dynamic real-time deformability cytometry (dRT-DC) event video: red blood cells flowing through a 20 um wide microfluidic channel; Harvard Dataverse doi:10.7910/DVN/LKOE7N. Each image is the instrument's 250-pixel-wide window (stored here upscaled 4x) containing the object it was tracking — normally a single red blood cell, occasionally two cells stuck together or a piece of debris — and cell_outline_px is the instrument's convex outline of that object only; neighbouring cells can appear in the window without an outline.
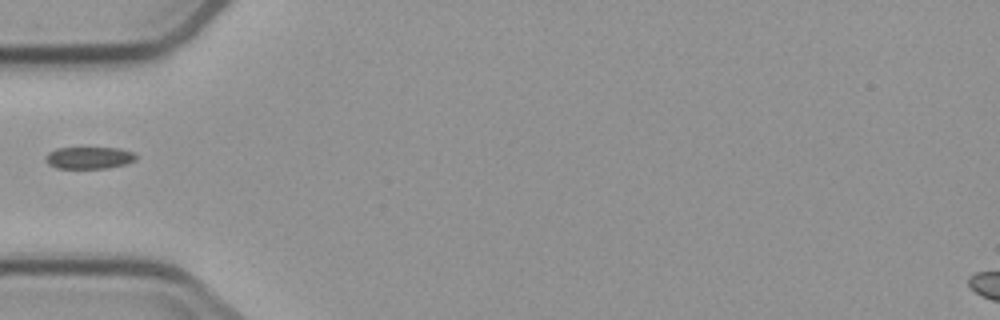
{"species": "common noctule bat (a hibernating species)", "species_latin": "Nyctalus noctula", "temperature_condition": "cold", "stored_images_in_passage": 1, "camera_frame_rate_fps": 3000, "um_per_image_px": 0.085, "animal": {"sex": "male", "body_mass_g": 23.1, "forearm_length_mm": 52.7}, "frame": {"image": 1, "passage_image": 1, "time_ms": 0.0, "image_size_px": [1000, 320], "cell_outline_px": [[136, 160], [124, 164], [108, 168], [56, 168], [48, 164], [44, 160], [44, 156], [48, 152], [56, 148], [120, 148], [132, 152], [136, 156]], "centroid_in_image_um": [7.52, 13.41], "position_along_channel_um": 77.5, "area_um2": 11.62}}